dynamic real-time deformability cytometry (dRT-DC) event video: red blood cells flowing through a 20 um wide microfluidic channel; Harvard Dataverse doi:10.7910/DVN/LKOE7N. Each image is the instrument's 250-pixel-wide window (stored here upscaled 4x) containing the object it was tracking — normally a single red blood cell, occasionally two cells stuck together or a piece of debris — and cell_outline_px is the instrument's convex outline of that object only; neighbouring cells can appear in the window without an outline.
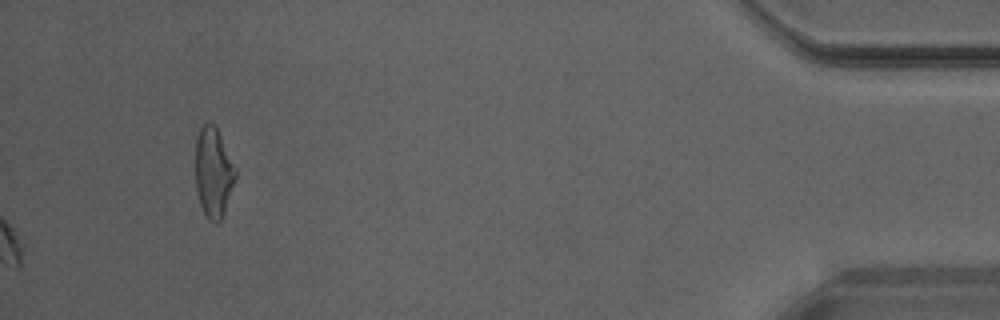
{"species": "Egyptian fruit bat (a non-hibernating species)", "species_latin": "Rousettus aegyptiacus", "temperature_condition": "warm", "stored_images_in_passage": 26, "camera_frame_rate_fps": 3000, "um_per_image_px": 0.085, "animal": {"sex": "male"}, "frame": {"image": 1, "passage_image": 26, "time_ms": 8.333, "image_size_px": [1000, 320], "cell_outline_px": [[236, 176], [220, 220], [216, 224], [208, 220], [200, 204], [196, 188], [196, 136], [200, 128], [204, 124], [216, 124], [236, 168]], "centroid_in_image_um": [18.13, 14.61], "position_along_channel_um": 417.1, "area_um2": 20.75}}